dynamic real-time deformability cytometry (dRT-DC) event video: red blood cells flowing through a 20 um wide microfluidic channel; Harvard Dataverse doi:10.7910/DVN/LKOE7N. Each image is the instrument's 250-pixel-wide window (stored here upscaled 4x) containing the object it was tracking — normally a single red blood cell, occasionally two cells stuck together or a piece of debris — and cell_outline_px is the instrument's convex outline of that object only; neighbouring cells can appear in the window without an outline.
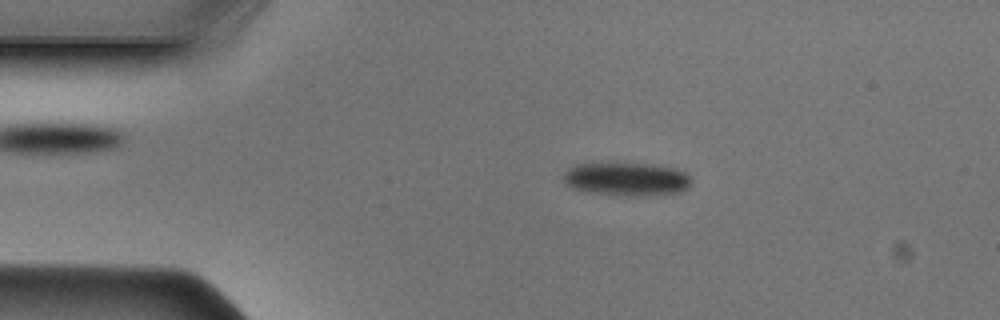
{"species": "Egyptian fruit bat (a non-hibernating species)", "species_latin": "Rousettus aegyptiacus", "temperature_condition": "cold", "stored_images_in_passage": 42, "camera_frame_rate_fps": 3000, "um_per_image_px": 0.085, "animal": {"sex": "male"}, "frame": {"image": 1, "passage_image": 4, "time_ms": 1.0, "image_size_px": [1000, 320], "cell_outline_px": [[692, 184], [688, 188], [680, 192], [628, 196], [624, 196], [592, 192], [572, 188], [564, 180], [564, 172], [568, 168], [576, 164], [652, 164], [676, 168], [684, 172], [692, 180]], "centroid_in_image_um": [53.29, 15.22], "position_along_channel_um": 31.7, "area_um2": 24.51}}
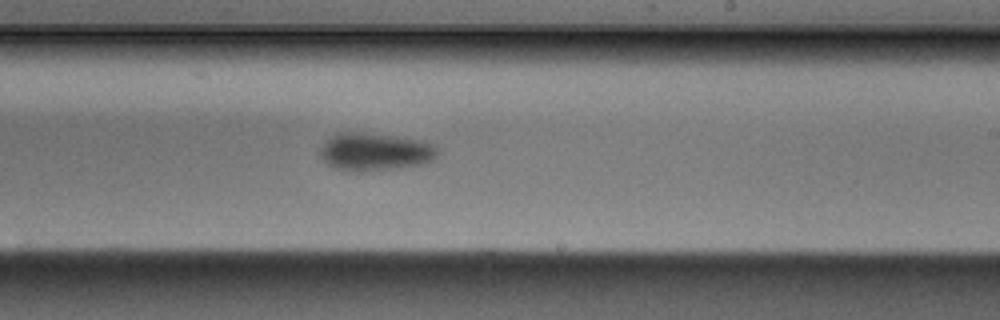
{"frame": {"image": 2, "passage_image": 23, "time_ms": 7.333, "image_size_px": [1000, 320], "cell_outline_px": [[440, 152], [432, 160], [420, 164], [396, 168], [360, 172], [348, 172], [336, 168], [328, 164], [320, 156], [320, 148], [336, 132], [364, 132], [396, 136], [424, 140], [440, 148]], "centroid_in_image_um": [31.89, 12.89], "position_along_channel_um": 257.1, "area_um2": 26.13}}
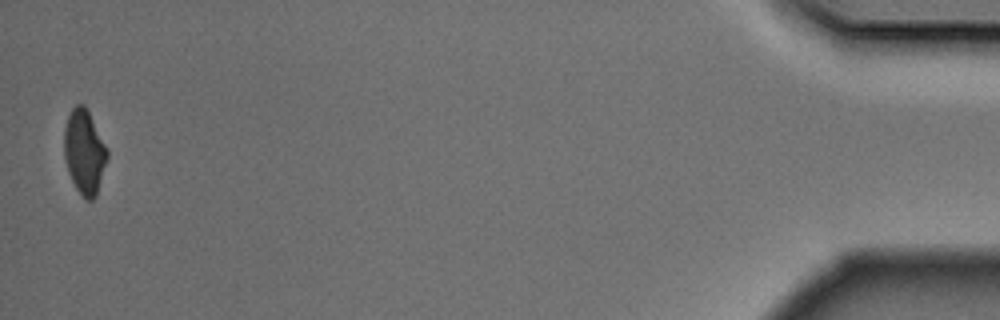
{"frame": {"image": 3, "passage_image": 42, "time_ms": 13.667, "image_size_px": [1000, 320], "cell_outline_px": [[108, 156], [96, 196], [92, 200], [84, 200], [76, 188], [68, 172], [64, 156], [64, 128], [68, 116], [72, 108], [76, 104], [84, 104], [108, 148]], "centroid_in_image_um": [7.17, 12.92], "position_along_channel_um": 428.0, "area_um2": 21.21}}